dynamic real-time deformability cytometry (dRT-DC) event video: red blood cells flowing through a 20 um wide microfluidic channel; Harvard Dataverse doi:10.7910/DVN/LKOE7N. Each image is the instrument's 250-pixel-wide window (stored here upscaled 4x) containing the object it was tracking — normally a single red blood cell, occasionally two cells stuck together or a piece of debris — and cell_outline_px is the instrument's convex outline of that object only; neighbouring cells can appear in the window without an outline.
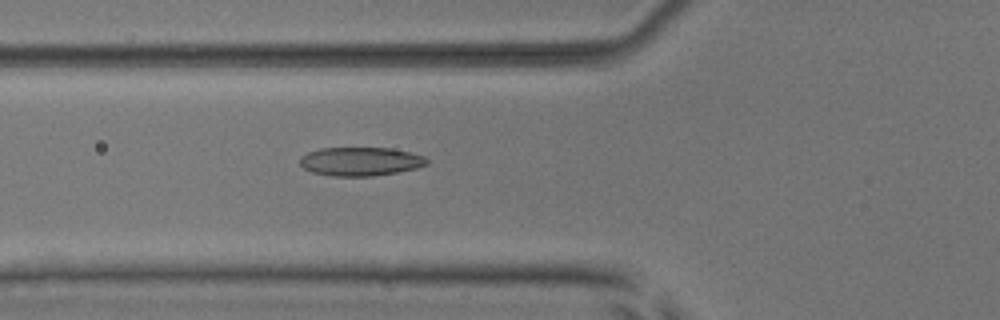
{"species": "common noctule bat (a hibernating species)", "species_latin": "Nyctalus noctula", "temperature_condition": "room temperature", "stored_images_in_passage": 46, "camera_frame_rate_fps": 3000, "um_per_image_px": 0.085, "animal": {"sex": "male", "body_mass_g": 17.9, "forearm_length_mm": 54.2}, "frame": {"image": 1, "passage_image": 17, "time_ms": 5.333, "image_size_px": [1000, 320], "cell_outline_px": [[428, 164], [416, 168], [396, 172], [372, 176], [332, 176], [312, 172], [304, 168], [300, 164], [300, 156], [308, 152], [320, 148], [392, 148], [424, 156], [428, 160]], "centroid_in_image_um": [30.62, 13.72], "position_along_channel_um": 95.2, "area_um2": 21.15}}
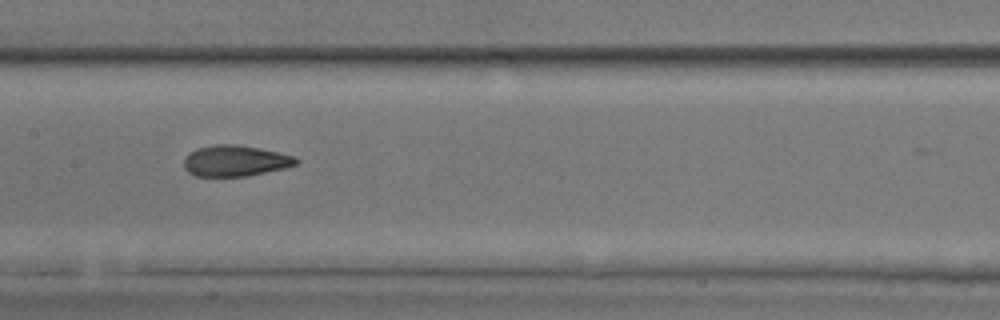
{"frame": {"image": 2, "passage_image": 24, "time_ms": 7.667, "image_size_px": [1000, 320], "cell_outline_px": [[300, 160], [296, 164], [284, 168], [248, 176], [196, 176], [188, 172], [184, 168], [184, 156], [196, 148], [216, 144], [236, 144], [260, 148], [296, 156]], "centroid_in_image_um": [19.99, 13.66], "position_along_channel_um": 187.4, "area_um2": 20.4}}
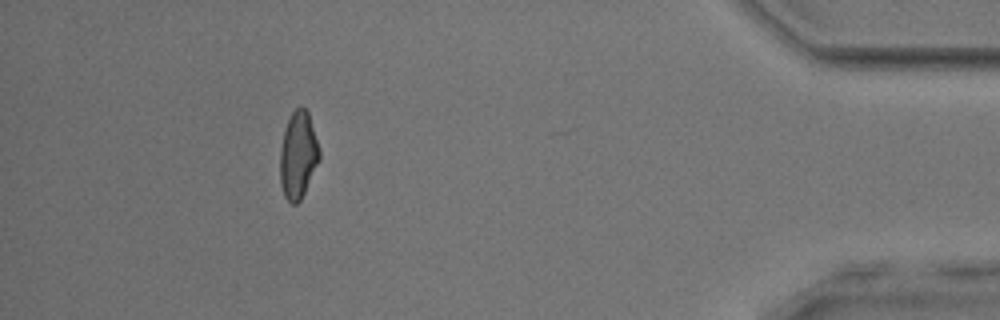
{"frame": {"image": 3, "passage_image": 45, "time_ms": 14.667, "image_size_px": [1000, 320], "cell_outline_px": [[320, 160], [300, 200], [296, 204], [292, 204], [284, 196], [280, 184], [280, 148], [284, 128], [292, 112], [296, 108], [304, 108], [308, 112], [320, 148]], "centroid_in_image_um": [25.33, 13.19], "position_along_channel_um": 409.9, "area_um2": 20.0}, "authors_computed_cell_mechanics": {"area_um2": 20.6346, "velocity_mm_per_s": 3.9461, "shape_relaxation_time_tau1_ms": 4.2084, "shape_relaxation_time_tau2_ms": 2.3179, "deformation_change_tau1": 0.1558, "deformation_change_tau2": 0.0805}}